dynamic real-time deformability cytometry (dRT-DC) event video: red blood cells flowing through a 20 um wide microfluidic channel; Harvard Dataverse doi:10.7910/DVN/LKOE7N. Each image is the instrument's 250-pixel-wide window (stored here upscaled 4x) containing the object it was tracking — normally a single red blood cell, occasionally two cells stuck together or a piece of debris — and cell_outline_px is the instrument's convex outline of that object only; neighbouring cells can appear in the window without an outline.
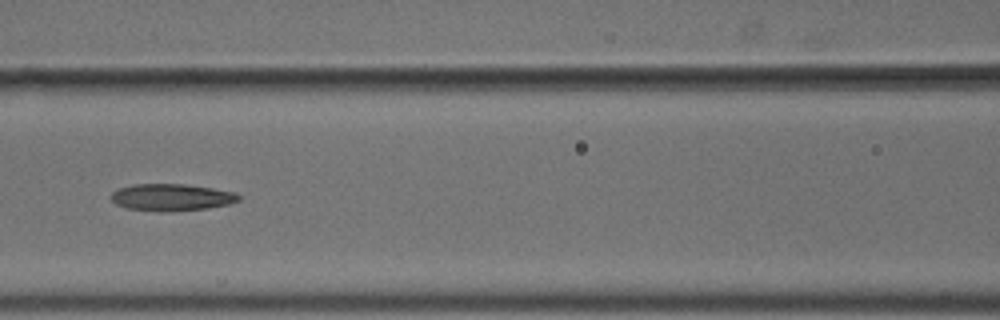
{"species": "common noctule bat (a hibernating species)", "species_latin": "Nyctalus noctula", "temperature_condition": "cold", "stored_images_in_passage": 42, "camera_frame_rate_fps": 3000, "um_per_image_px": 0.085, "animal": {"sex": "male", "body_mass_g": 18.8}, "frame": {"image": 1, "passage_image": 13, "time_ms": 4.0, "image_size_px": [1000, 320], "cell_outline_px": [[240, 200], [228, 204], [204, 208], [168, 212], [160, 212], [128, 208], [116, 204], [112, 200], [112, 192], [120, 188], [132, 184], [184, 184], [212, 188], [236, 192], [240, 196]], "centroid_in_image_um": [14.58, 16.77], "position_along_channel_um": 152.0, "area_um2": 19.94}}
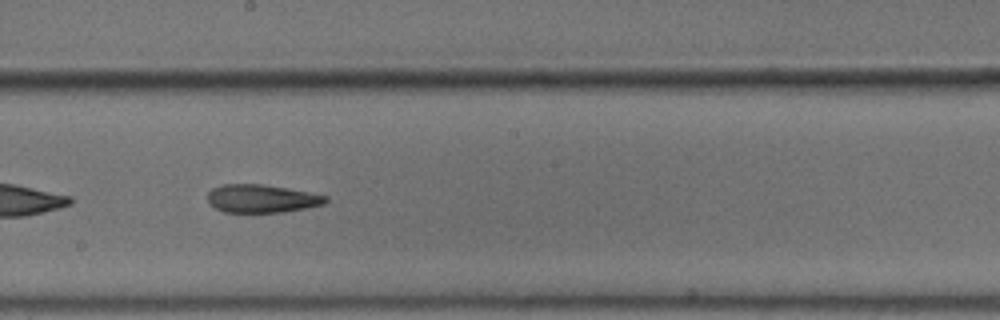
{"frame": {"image": 2, "passage_image": 19, "time_ms": 6.0, "image_size_px": [1000, 320], "cell_outline_px": [[328, 200], [324, 204], [284, 212], [224, 212], [208, 204], [208, 192], [212, 188], [220, 184], [264, 184], [288, 188], [328, 196]], "centroid_in_image_um": [22.22, 16.87], "position_along_channel_um": 226.0, "area_um2": 19.42}, "authors_computed_cell_mechanics": {"area_um2": 20.23, "velocity_mm_per_s": 3.7061, "shape_relaxation_time_tau1_ms": 7.1161, "shape_relaxation_time_tau2_ms": 4.2813, "deformation_change_tau1": 0.187, "deformation_change_tau2": 0.1424}}